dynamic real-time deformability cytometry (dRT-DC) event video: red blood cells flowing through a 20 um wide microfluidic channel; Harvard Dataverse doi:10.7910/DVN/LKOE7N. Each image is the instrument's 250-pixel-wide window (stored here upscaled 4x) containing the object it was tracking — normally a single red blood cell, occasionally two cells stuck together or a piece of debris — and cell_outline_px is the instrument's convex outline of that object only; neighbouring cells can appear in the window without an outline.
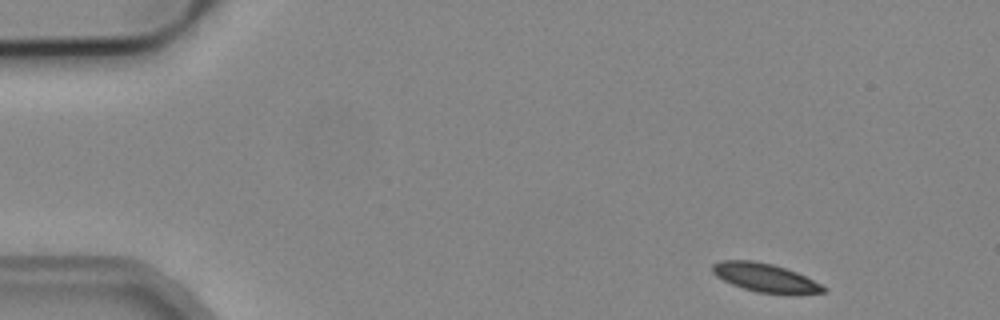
{"species": "common noctule bat (a hibernating species)", "species_latin": "Nyctalus noctula", "temperature_condition": "cold", "stored_images_in_passage": 4, "camera_frame_rate_fps": 3000, "um_per_image_px": 0.085, "animal": {"sex": "male", "body_mass_g": 19.2, "forearm_length_mm": 51.8}, "frame": {"image": 1, "passage_image": 1, "time_ms": 0.0, "image_size_px": [1000, 320], "cell_outline_px": [[828, 288], [824, 292], [756, 292], [732, 284], [716, 276], [712, 272], [712, 264], [720, 260], [752, 260], [772, 264], [796, 272]], "centroid_in_image_um": [64.94, 23.56], "position_along_channel_um": 20.1, "area_um2": 17.74}}
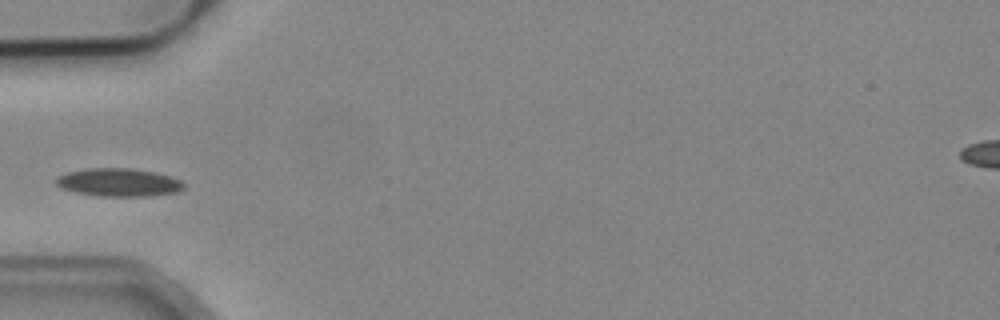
{"frame": {"image": 2, "passage_image": 4, "time_ms": 1.0, "image_size_px": [1000, 320], "cell_outline_px": [[184, 188], [176, 192], [152, 196], [96, 196], [76, 192], [60, 188], [56, 184], [56, 176], [68, 172], [88, 168], [128, 168], [156, 172], [172, 176], [180, 180], [184, 184]], "centroid_in_image_um": [10.09, 15.5], "position_along_channel_um": 74.9, "area_um2": 21.04}}